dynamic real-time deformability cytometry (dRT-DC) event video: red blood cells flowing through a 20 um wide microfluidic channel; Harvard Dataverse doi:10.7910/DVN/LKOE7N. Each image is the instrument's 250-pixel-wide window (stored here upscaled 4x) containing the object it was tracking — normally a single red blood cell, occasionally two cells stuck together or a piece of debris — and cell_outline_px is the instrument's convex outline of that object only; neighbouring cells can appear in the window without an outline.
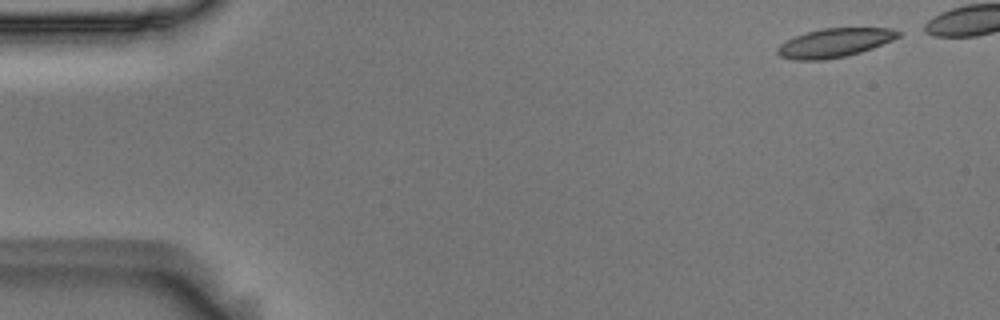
{"species": "Egyptian fruit bat (a non-hibernating species)", "species_latin": "Rousettus aegyptiacus", "temperature_condition": "room temperature", "stored_images_in_passage": 45, "camera_frame_rate_fps": 3000, "um_per_image_px": 0.085, "animal": {"sex": "male"}, "frame": {"image": 1, "passage_image": 1, "time_ms": 0.0, "image_size_px": [1000, 320], "cell_outline_px": [[900, 36], [892, 40], [872, 48], [848, 56], [824, 60], [796, 60], [780, 56], [776, 52], [776, 48], [780, 44], [796, 36], [808, 32], [824, 28], [888, 28], [900, 32]], "centroid_in_image_um": [70.92, 3.65], "position_along_channel_um": 14.1, "area_um2": 20.11}}
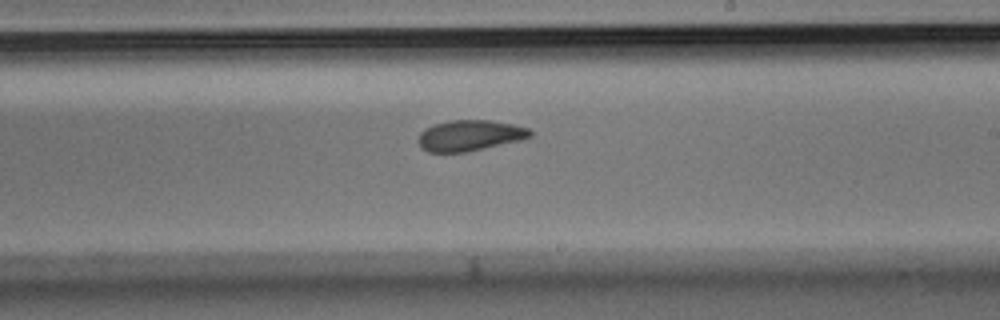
{"frame": {"image": 2, "passage_image": 29, "time_ms": 9.333, "image_size_px": [1000, 320], "cell_outline_px": [[532, 136], [520, 140], [484, 148], [464, 152], [428, 152], [420, 148], [416, 140], [420, 132], [424, 128], [448, 120], [488, 120], [512, 124], [528, 128], [532, 132]], "centroid_in_image_um": [39.87, 11.52], "position_along_channel_um": 249.1, "area_um2": 20.11}}
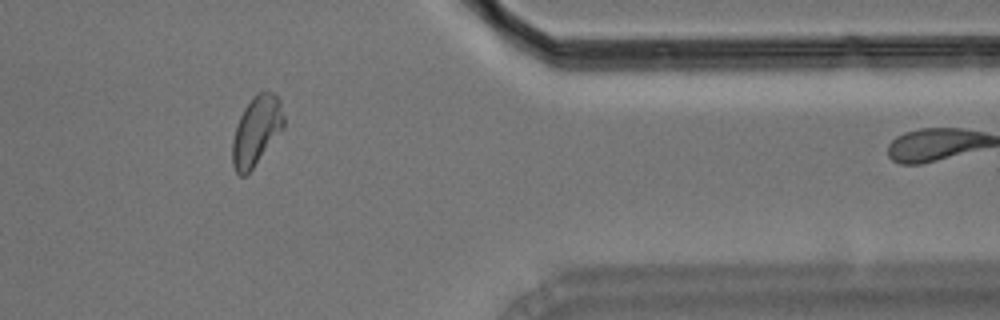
{"frame": {"image": 3, "passage_image": 42, "time_ms": 13.667, "image_size_px": [1000, 320], "cell_outline_px": [[284, 128], [252, 168], [244, 176], [240, 176], [236, 172], [232, 164], [232, 140], [236, 124], [244, 108], [252, 96], [256, 92], [272, 92], [280, 100], [284, 116]], "centroid_in_image_um": [21.78, 11.09], "position_along_channel_um": 389.6, "area_um2": 20.69}, "authors_computed_cell_mechanics": {"area_um2": 20.5768, "velocity_mm_per_s": 3.6924, "shape_relaxation_time_tau1_ms": 6.479, "shape_relaxation_time_tau2_ms": 3.2586, "deformation_change_tau1": 0.1434, "deformation_change_tau2": 0.101}}